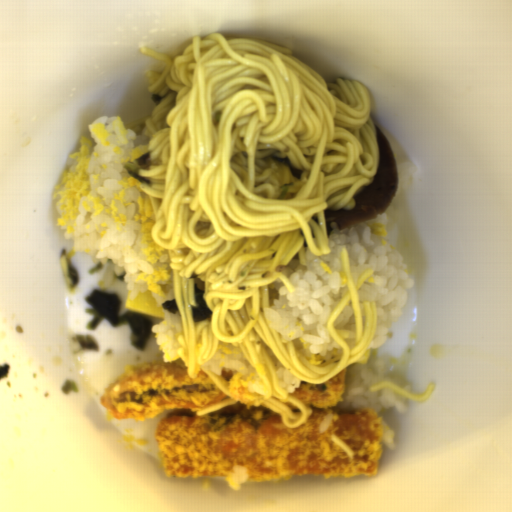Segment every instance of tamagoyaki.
<instances>
[{
  "instance_id": "obj_1",
  "label": "tamagoyaki",
  "mask_w": 512,
  "mask_h": 512,
  "mask_svg": "<svg viewBox=\"0 0 512 512\" xmlns=\"http://www.w3.org/2000/svg\"><path fill=\"white\" fill-rule=\"evenodd\" d=\"M125 308L150 320L162 321L165 317L163 307L157 303L151 291L148 290L138 292L134 298H131V292H128Z\"/></svg>"
}]
</instances>
